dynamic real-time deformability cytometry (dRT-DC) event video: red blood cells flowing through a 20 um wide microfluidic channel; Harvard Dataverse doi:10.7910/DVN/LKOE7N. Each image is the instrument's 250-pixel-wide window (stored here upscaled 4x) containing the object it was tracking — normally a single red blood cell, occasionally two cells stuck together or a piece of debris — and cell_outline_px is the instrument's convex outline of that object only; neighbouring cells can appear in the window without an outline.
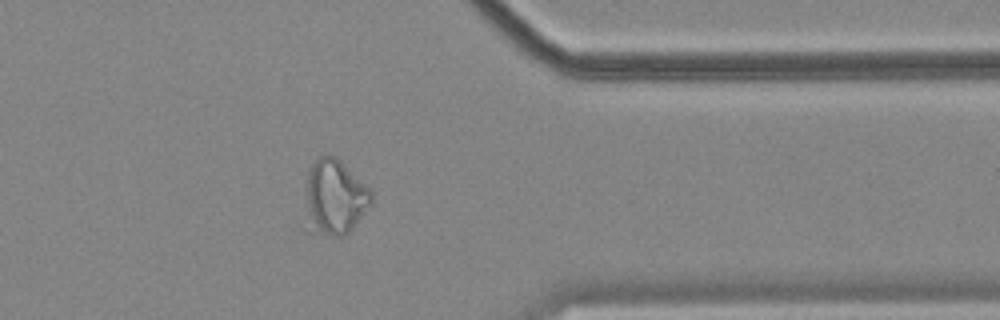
{"species": "common noctule bat (a hibernating species)", "species_latin": "Nyctalus noctula", "temperature_condition": "cold", "stored_images_in_passage": 39, "camera_frame_rate_fps": 3000, "um_per_image_px": 0.085, "animal": {"sex": "female", "body_mass_g": 18.4}, "frame": {"image": 1, "passage_image": 28, "time_ms": 9.0, "image_size_px": [1000, 320], "cell_outline_px": [[372, 204], [352, 228], [344, 236], [336, 236], [304, 232], [300, 228], [308, 168], [320, 156], [336, 156], [372, 188]], "centroid_in_image_um": [28.35, 16.83], "position_along_channel_um": 383.0, "area_um2": 30.75}}